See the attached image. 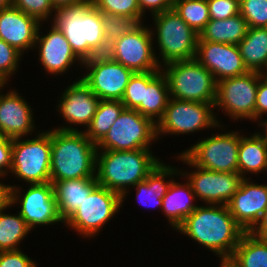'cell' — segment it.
I'll return each instance as SVG.
<instances>
[{
	"instance_id": "cell-1",
	"label": "cell",
	"mask_w": 267,
	"mask_h": 267,
	"mask_svg": "<svg viewBox=\"0 0 267 267\" xmlns=\"http://www.w3.org/2000/svg\"><path fill=\"white\" fill-rule=\"evenodd\" d=\"M219 256L233 255L245 230L227 205L198 206L176 229Z\"/></svg>"
},
{
	"instance_id": "cell-2",
	"label": "cell",
	"mask_w": 267,
	"mask_h": 267,
	"mask_svg": "<svg viewBox=\"0 0 267 267\" xmlns=\"http://www.w3.org/2000/svg\"><path fill=\"white\" fill-rule=\"evenodd\" d=\"M54 14L53 23L82 61L107 54L109 46L104 35L103 13L92 4V0L61 7Z\"/></svg>"
},
{
	"instance_id": "cell-3",
	"label": "cell",
	"mask_w": 267,
	"mask_h": 267,
	"mask_svg": "<svg viewBox=\"0 0 267 267\" xmlns=\"http://www.w3.org/2000/svg\"><path fill=\"white\" fill-rule=\"evenodd\" d=\"M51 130V181L95 178L97 147L71 126Z\"/></svg>"
},
{
	"instance_id": "cell-4",
	"label": "cell",
	"mask_w": 267,
	"mask_h": 267,
	"mask_svg": "<svg viewBox=\"0 0 267 267\" xmlns=\"http://www.w3.org/2000/svg\"><path fill=\"white\" fill-rule=\"evenodd\" d=\"M160 162L150 149L97 150L95 177L98 185L120 194L123 203L127 189L144 181Z\"/></svg>"
},
{
	"instance_id": "cell-5",
	"label": "cell",
	"mask_w": 267,
	"mask_h": 267,
	"mask_svg": "<svg viewBox=\"0 0 267 267\" xmlns=\"http://www.w3.org/2000/svg\"><path fill=\"white\" fill-rule=\"evenodd\" d=\"M163 67L170 98L215 105L217 82L196 59L174 61Z\"/></svg>"
},
{
	"instance_id": "cell-6",
	"label": "cell",
	"mask_w": 267,
	"mask_h": 267,
	"mask_svg": "<svg viewBox=\"0 0 267 267\" xmlns=\"http://www.w3.org/2000/svg\"><path fill=\"white\" fill-rule=\"evenodd\" d=\"M13 138L10 172L29 184L51 181V130L34 139Z\"/></svg>"
},
{
	"instance_id": "cell-7",
	"label": "cell",
	"mask_w": 267,
	"mask_h": 267,
	"mask_svg": "<svg viewBox=\"0 0 267 267\" xmlns=\"http://www.w3.org/2000/svg\"><path fill=\"white\" fill-rule=\"evenodd\" d=\"M163 64L195 59L199 34L172 8L153 15Z\"/></svg>"
},
{
	"instance_id": "cell-8",
	"label": "cell",
	"mask_w": 267,
	"mask_h": 267,
	"mask_svg": "<svg viewBox=\"0 0 267 267\" xmlns=\"http://www.w3.org/2000/svg\"><path fill=\"white\" fill-rule=\"evenodd\" d=\"M154 139H158L156 122L136 110L125 108L96 147L97 150L114 151L150 149Z\"/></svg>"
},
{
	"instance_id": "cell-9",
	"label": "cell",
	"mask_w": 267,
	"mask_h": 267,
	"mask_svg": "<svg viewBox=\"0 0 267 267\" xmlns=\"http://www.w3.org/2000/svg\"><path fill=\"white\" fill-rule=\"evenodd\" d=\"M122 206V196L97 185L75 212L65 221L84 237H92L110 220Z\"/></svg>"
},
{
	"instance_id": "cell-10",
	"label": "cell",
	"mask_w": 267,
	"mask_h": 267,
	"mask_svg": "<svg viewBox=\"0 0 267 267\" xmlns=\"http://www.w3.org/2000/svg\"><path fill=\"white\" fill-rule=\"evenodd\" d=\"M153 30L142 23L109 45L107 55L136 72L162 71L161 62L153 50ZM161 66V67H160Z\"/></svg>"
},
{
	"instance_id": "cell-11",
	"label": "cell",
	"mask_w": 267,
	"mask_h": 267,
	"mask_svg": "<svg viewBox=\"0 0 267 267\" xmlns=\"http://www.w3.org/2000/svg\"><path fill=\"white\" fill-rule=\"evenodd\" d=\"M241 135L227 132L197 142L182 154L194 165L216 172L238 173Z\"/></svg>"
},
{
	"instance_id": "cell-12",
	"label": "cell",
	"mask_w": 267,
	"mask_h": 267,
	"mask_svg": "<svg viewBox=\"0 0 267 267\" xmlns=\"http://www.w3.org/2000/svg\"><path fill=\"white\" fill-rule=\"evenodd\" d=\"M214 104L170 98L157 124V138L164 134H188L204 128L218 127Z\"/></svg>"
},
{
	"instance_id": "cell-13",
	"label": "cell",
	"mask_w": 267,
	"mask_h": 267,
	"mask_svg": "<svg viewBox=\"0 0 267 267\" xmlns=\"http://www.w3.org/2000/svg\"><path fill=\"white\" fill-rule=\"evenodd\" d=\"M258 72L229 77L217 82L214 107L223 108L230 118L255 120Z\"/></svg>"
},
{
	"instance_id": "cell-14",
	"label": "cell",
	"mask_w": 267,
	"mask_h": 267,
	"mask_svg": "<svg viewBox=\"0 0 267 267\" xmlns=\"http://www.w3.org/2000/svg\"><path fill=\"white\" fill-rule=\"evenodd\" d=\"M90 72L81 79L100 100L122 99L129 79L134 74L131 69L112 60L107 54L96 55L83 61Z\"/></svg>"
},
{
	"instance_id": "cell-15",
	"label": "cell",
	"mask_w": 267,
	"mask_h": 267,
	"mask_svg": "<svg viewBox=\"0 0 267 267\" xmlns=\"http://www.w3.org/2000/svg\"><path fill=\"white\" fill-rule=\"evenodd\" d=\"M19 192L20 187L11 186V205L21 201L19 214L30 230L37 225L64 223L57 209L54 187L51 182L30 184L23 198L20 197Z\"/></svg>"
},
{
	"instance_id": "cell-16",
	"label": "cell",
	"mask_w": 267,
	"mask_h": 267,
	"mask_svg": "<svg viewBox=\"0 0 267 267\" xmlns=\"http://www.w3.org/2000/svg\"><path fill=\"white\" fill-rule=\"evenodd\" d=\"M178 158L187 165L196 167V171L192 173L180 174L188 177L195 196L207 205H227L244 179L239 173L216 172L194 166L183 154Z\"/></svg>"
},
{
	"instance_id": "cell-17",
	"label": "cell",
	"mask_w": 267,
	"mask_h": 267,
	"mask_svg": "<svg viewBox=\"0 0 267 267\" xmlns=\"http://www.w3.org/2000/svg\"><path fill=\"white\" fill-rule=\"evenodd\" d=\"M195 59L212 73L216 82L248 72L235 44L198 41Z\"/></svg>"
},
{
	"instance_id": "cell-18",
	"label": "cell",
	"mask_w": 267,
	"mask_h": 267,
	"mask_svg": "<svg viewBox=\"0 0 267 267\" xmlns=\"http://www.w3.org/2000/svg\"><path fill=\"white\" fill-rule=\"evenodd\" d=\"M227 206L245 232H251L267 209V184L250 183L249 178H244Z\"/></svg>"
},
{
	"instance_id": "cell-19",
	"label": "cell",
	"mask_w": 267,
	"mask_h": 267,
	"mask_svg": "<svg viewBox=\"0 0 267 267\" xmlns=\"http://www.w3.org/2000/svg\"><path fill=\"white\" fill-rule=\"evenodd\" d=\"M52 25L50 31L41 37L39 26L34 47H39V60L44 69L55 75L66 72L75 61L79 60L81 64L83 61L72 50L59 27L55 23Z\"/></svg>"
},
{
	"instance_id": "cell-20",
	"label": "cell",
	"mask_w": 267,
	"mask_h": 267,
	"mask_svg": "<svg viewBox=\"0 0 267 267\" xmlns=\"http://www.w3.org/2000/svg\"><path fill=\"white\" fill-rule=\"evenodd\" d=\"M39 24L38 19L11 5L0 11V39L23 54L34 47Z\"/></svg>"
},
{
	"instance_id": "cell-21",
	"label": "cell",
	"mask_w": 267,
	"mask_h": 267,
	"mask_svg": "<svg viewBox=\"0 0 267 267\" xmlns=\"http://www.w3.org/2000/svg\"><path fill=\"white\" fill-rule=\"evenodd\" d=\"M59 102V112L69 124L88 127L96 113L100 99L82 79H79L70 86L68 85Z\"/></svg>"
},
{
	"instance_id": "cell-22",
	"label": "cell",
	"mask_w": 267,
	"mask_h": 267,
	"mask_svg": "<svg viewBox=\"0 0 267 267\" xmlns=\"http://www.w3.org/2000/svg\"><path fill=\"white\" fill-rule=\"evenodd\" d=\"M32 109L16 91L0 94V133L9 138H20L33 132Z\"/></svg>"
},
{
	"instance_id": "cell-23",
	"label": "cell",
	"mask_w": 267,
	"mask_h": 267,
	"mask_svg": "<svg viewBox=\"0 0 267 267\" xmlns=\"http://www.w3.org/2000/svg\"><path fill=\"white\" fill-rule=\"evenodd\" d=\"M169 99V86L162 71L144 72L143 100L136 111L157 123L163 117Z\"/></svg>"
},
{
	"instance_id": "cell-24",
	"label": "cell",
	"mask_w": 267,
	"mask_h": 267,
	"mask_svg": "<svg viewBox=\"0 0 267 267\" xmlns=\"http://www.w3.org/2000/svg\"><path fill=\"white\" fill-rule=\"evenodd\" d=\"M50 182L54 187V195L59 215L64 222L98 185L96 177Z\"/></svg>"
},
{
	"instance_id": "cell-25",
	"label": "cell",
	"mask_w": 267,
	"mask_h": 267,
	"mask_svg": "<svg viewBox=\"0 0 267 267\" xmlns=\"http://www.w3.org/2000/svg\"><path fill=\"white\" fill-rule=\"evenodd\" d=\"M196 196L189 181L186 184L171 182L167 193L162 199L161 210L165 213L170 225L177 229L184 220L198 207L192 204Z\"/></svg>"
},
{
	"instance_id": "cell-26",
	"label": "cell",
	"mask_w": 267,
	"mask_h": 267,
	"mask_svg": "<svg viewBox=\"0 0 267 267\" xmlns=\"http://www.w3.org/2000/svg\"><path fill=\"white\" fill-rule=\"evenodd\" d=\"M177 172V173H176ZM180 174L177 169L170 165L160 162L148 175L147 178L137 183V199L140 204L144 206H160L162 208V199L167 193V190L173 179L166 181L165 179L169 176L171 178L174 174Z\"/></svg>"
},
{
	"instance_id": "cell-27",
	"label": "cell",
	"mask_w": 267,
	"mask_h": 267,
	"mask_svg": "<svg viewBox=\"0 0 267 267\" xmlns=\"http://www.w3.org/2000/svg\"><path fill=\"white\" fill-rule=\"evenodd\" d=\"M248 30L246 20L240 15L223 20H213L200 31L198 41L237 45Z\"/></svg>"
},
{
	"instance_id": "cell-28",
	"label": "cell",
	"mask_w": 267,
	"mask_h": 267,
	"mask_svg": "<svg viewBox=\"0 0 267 267\" xmlns=\"http://www.w3.org/2000/svg\"><path fill=\"white\" fill-rule=\"evenodd\" d=\"M237 46L248 71L263 73L267 67V28L248 27Z\"/></svg>"
},
{
	"instance_id": "cell-29",
	"label": "cell",
	"mask_w": 267,
	"mask_h": 267,
	"mask_svg": "<svg viewBox=\"0 0 267 267\" xmlns=\"http://www.w3.org/2000/svg\"><path fill=\"white\" fill-rule=\"evenodd\" d=\"M263 170H267V145L256 133L251 137L241 135L238 150V173L242 178H246L244 177L246 172L258 174Z\"/></svg>"
},
{
	"instance_id": "cell-30",
	"label": "cell",
	"mask_w": 267,
	"mask_h": 267,
	"mask_svg": "<svg viewBox=\"0 0 267 267\" xmlns=\"http://www.w3.org/2000/svg\"><path fill=\"white\" fill-rule=\"evenodd\" d=\"M124 109L120 100H100L96 113L84 132L86 137L97 145Z\"/></svg>"
},
{
	"instance_id": "cell-31",
	"label": "cell",
	"mask_w": 267,
	"mask_h": 267,
	"mask_svg": "<svg viewBox=\"0 0 267 267\" xmlns=\"http://www.w3.org/2000/svg\"><path fill=\"white\" fill-rule=\"evenodd\" d=\"M233 255L242 267H267V238L245 232Z\"/></svg>"
},
{
	"instance_id": "cell-32",
	"label": "cell",
	"mask_w": 267,
	"mask_h": 267,
	"mask_svg": "<svg viewBox=\"0 0 267 267\" xmlns=\"http://www.w3.org/2000/svg\"><path fill=\"white\" fill-rule=\"evenodd\" d=\"M4 210H0V251L19 250L18 243L31 230L19 213L9 215Z\"/></svg>"
},
{
	"instance_id": "cell-33",
	"label": "cell",
	"mask_w": 267,
	"mask_h": 267,
	"mask_svg": "<svg viewBox=\"0 0 267 267\" xmlns=\"http://www.w3.org/2000/svg\"><path fill=\"white\" fill-rule=\"evenodd\" d=\"M173 9L198 34L210 21L207 0H176Z\"/></svg>"
},
{
	"instance_id": "cell-34",
	"label": "cell",
	"mask_w": 267,
	"mask_h": 267,
	"mask_svg": "<svg viewBox=\"0 0 267 267\" xmlns=\"http://www.w3.org/2000/svg\"><path fill=\"white\" fill-rule=\"evenodd\" d=\"M137 25L139 23L133 17L103 13V29L108 46Z\"/></svg>"
},
{
	"instance_id": "cell-35",
	"label": "cell",
	"mask_w": 267,
	"mask_h": 267,
	"mask_svg": "<svg viewBox=\"0 0 267 267\" xmlns=\"http://www.w3.org/2000/svg\"><path fill=\"white\" fill-rule=\"evenodd\" d=\"M92 4L101 12L133 17L139 24L142 15L138 0H92Z\"/></svg>"
},
{
	"instance_id": "cell-36",
	"label": "cell",
	"mask_w": 267,
	"mask_h": 267,
	"mask_svg": "<svg viewBox=\"0 0 267 267\" xmlns=\"http://www.w3.org/2000/svg\"><path fill=\"white\" fill-rule=\"evenodd\" d=\"M239 14L248 27L267 28V0H239Z\"/></svg>"
},
{
	"instance_id": "cell-37",
	"label": "cell",
	"mask_w": 267,
	"mask_h": 267,
	"mask_svg": "<svg viewBox=\"0 0 267 267\" xmlns=\"http://www.w3.org/2000/svg\"><path fill=\"white\" fill-rule=\"evenodd\" d=\"M22 54L14 47L0 39V83L6 85L7 80L18 68Z\"/></svg>"
},
{
	"instance_id": "cell-38",
	"label": "cell",
	"mask_w": 267,
	"mask_h": 267,
	"mask_svg": "<svg viewBox=\"0 0 267 267\" xmlns=\"http://www.w3.org/2000/svg\"><path fill=\"white\" fill-rule=\"evenodd\" d=\"M144 94V72L134 73L126 86L121 102L126 109L136 110Z\"/></svg>"
},
{
	"instance_id": "cell-39",
	"label": "cell",
	"mask_w": 267,
	"mask_h": 267,
	"mask_svg": "<svg viewBox=\"0 0 267 267\" xmlns=\"http://www.w3.org/2000/svg\"><path fill=\"white\" fill-rule=\"evenodd\" d=\"M11 5L40 22H45L53 11H56L50 0H11Z\"/></svg>"
},
{
	"instance_id": "cell-40",
	"label": "cell",
	"mask_w": 267,
	"mask_h": 267,
	"mask_svg": "<svg viewBox=\"0 0 267 267\" xmlns=\"http://www.w3.org/2000/svg\"><path fill=\"white\" fill-rule=\"evenodd\" d=\"M210 19L223 20L239 14V0H207Z\"/></svg>"
},
{
	"instance_id": "cell-41",
	"label": "cell",
	"mask_w": 267,
	"mask_h": 267,
	"mask_svg": "<svg viewBox=\"0 0 267 267\" xmlns=\"http://www.w3.org/2000/svg\"><path fill=\"white\" fill-rule=\"evenodd\" d=\"M0 267H36L21 250L0 251Z\"/></svg>"
},
{
	"instance_id": "cell-42",
	"label": "cell",
	"mask_w": 267,
	"mask_h": 267,
	"mask_svg": "<svg viewBox=\"0 0 267 267\" xmlns=\"http://www.w3.org/2000/svg\"><path fill=\"white\" fill-rule=\"evenodd\" d=\"M267 114V78L258 72V87L255 104V120Z\"/></svg>"
},
{
	"instance_id": "cell-43",
	"label": "cell",
	"mask_w": 267,
	"mask_h": 267,
	"mask_svg": "<svg viewBox=\"0 0 267 267\" xmlns=\"http://www.w3.org/2000/svg\"><path fill=\"white\" fill-rule=\"evenodd\" d=\"M12 141V138L3 136L0 133V175L3 176L7 175L8 169L9 171L11 170Z\"/></svg>"
},
{
	"instance_id": "cell-44",
	"label": "cell",
	"mask_w": 267,
	"mask_h": 267,
	"mask_svg": "<svg viewBox=\"0 0 267 267\" xmlns=\"http://www.w3.org/2000/svg\"><path fill=\"white\" fill-rule=\"evenodd\" d=\"M142 15L146 9H150L152 15L162 13L173 8V3L170 0H138Z\"/></svg>"
},
{
	"instance_id": "cell-45",
	"label": "cell",
	"mask_w": 267,
	"mask_h": 267,
	"mask_svg": "<svg viewBox=\"0 0 267 267\" xmlns=\"http://www.w3.org/2000/svg\"><path fill=\"white\" fill-rule=\"evenodd\" d=\"M4 177L0 175V178ZM11 186L0 183V210L11 206Z\"/></svg>"
},
{
	"instance_id": "cell-46",
	"label": "cell",
	"mask_w": 267,
	"mask_h": 267,
	"mask_svg": "<svg viewBox=\"0 0 267 267\" xmlns=\"http://www.w3.org/2000/svg\"><path fill=\"white\" fill-rule=\"evenodd\" d=\"M256 226L251 232L260 238H267V209Z\"/></svg>"
},
{
	"instance_id": "cell-47",
	"label": "cell",
	"mask_w": 267,
	"mask_h": 267,
	"mask_svg": "<svg viewBox=\"0 0 267 267\" xmlns=\"http://www.w3.org/2000/svg\"><path fill=\"white\" fill-rule=\"evenodd\" d=\"M219 257L221 258L220 267H242L234 255H223Z\"/></svg>"
},
{
	"instance_id": "cell-48",
	"label": "cell",
	"mask_w": 267,
	"mask_h": 267,
	"mask_svg": "<svg viewBox=\"0 0 267 267\" xmlns=\"http://www.w3.org/2000/svg\"><path fill=\"white\" fill-rule=\"evenodd\" d=\"M50 1L54 9L58 10L61 7L81 4L88 0H50Z\"/></svg>"
},
{
	"instance_id": "cell-49",
	"label": "cell",
	"mask_w": 267,
	"mask_h": 267,
	"mask_svg": "<svg viewBox=\"0 0 267 267\" xmlns=\"http://www.w3.org/2000/svg\"><path fill=\"white\" fill-rule=\"evenodd\" d=\"M263 122H260L259 123V125H261V127H263L264 126V132L265 133H263V134H265V135H263V134H259V132H257L256 134L263 140V142H264V144L265 145H267V120L265 119V120H262Z\"/></svg>"
},
{
	"instance_id": "cell-50",
	"label": "cell",
	"mask_w": 267,
	"mask_h": 267,
	"mask_svg": "<svg viewBox=\"0 0 267 267\" xmlns=\"http://www.w3.org/2000/svg\"><path fill=\"white\" fill-rule=\"evenodd\" d=\"M11 6V0H0V11Z\"/></svg>"
},
{
	"instance_id": "cell-51",
	"label": "cell",
	"mask_w": 267,
	"mask_h": 267,
	"mask_svg": "<svg viewBox=\"0 0 267 267\" xmlns=\"http://www.w3.org/2000/svg\"><path fill=\"white\" fill-rule=\"evenodd\" d=\"M264 70L267 71V67H266V69H264ZM262 75H263L265 78H267V73H266V72H263Z\"/></svg>"
},
{
	"instance_id": "cell-52",
	"label": "cell",
	"mask_w": 267,
	"mask_h": 267,
	"mask_svg": "<svg viewBox=\"0 0 267 267\" xmlns=\"http://www.w3.org/2000/svg\"><path fill=\"white\" fill-rule=\"evenodd\" d=\"M4 88V84L0 83V89Z\"/></svg>"
}]
</instances>
